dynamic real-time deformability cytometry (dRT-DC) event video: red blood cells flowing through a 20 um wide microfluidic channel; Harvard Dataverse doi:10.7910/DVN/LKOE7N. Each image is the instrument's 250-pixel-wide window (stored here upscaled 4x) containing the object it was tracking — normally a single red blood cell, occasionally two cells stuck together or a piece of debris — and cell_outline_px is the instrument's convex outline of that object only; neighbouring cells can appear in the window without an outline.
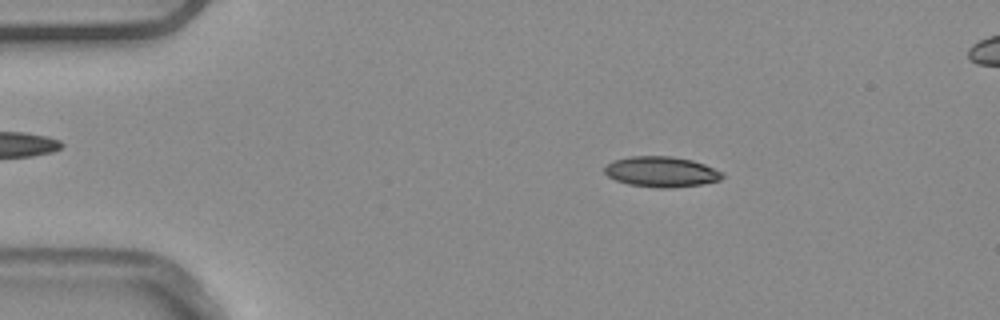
{"species": "common noctule bat (a hibernating species)", "species_latin": "Nyctalus noctula", "temperature_condition": "warm", "stored_images_in_passage": 4, "camera_frame_rate_fps": 3000, "um_per_image_px": 0.085, "animal": {"sex": "male", "body_mass_g": 20.4}, "frame": {"image": 1, "passage_image": 2, "time_ms": 0.333, "image_size_px": [1000, 320], "cell_outline_px": [[724, 176], [720, 180], [700, 184], [672, 188], [656, 188], [628, 184], [616, 180], [608, 176], [604, 172], [604, 168], [612, 160], [628, 156], [672, 156], [692, 160], [704, 164], [724, 172]], "centroid_in_image_um": [56.21, 14.6], "position_along_channel_um": 28.8, "area_um2": 21.04}}